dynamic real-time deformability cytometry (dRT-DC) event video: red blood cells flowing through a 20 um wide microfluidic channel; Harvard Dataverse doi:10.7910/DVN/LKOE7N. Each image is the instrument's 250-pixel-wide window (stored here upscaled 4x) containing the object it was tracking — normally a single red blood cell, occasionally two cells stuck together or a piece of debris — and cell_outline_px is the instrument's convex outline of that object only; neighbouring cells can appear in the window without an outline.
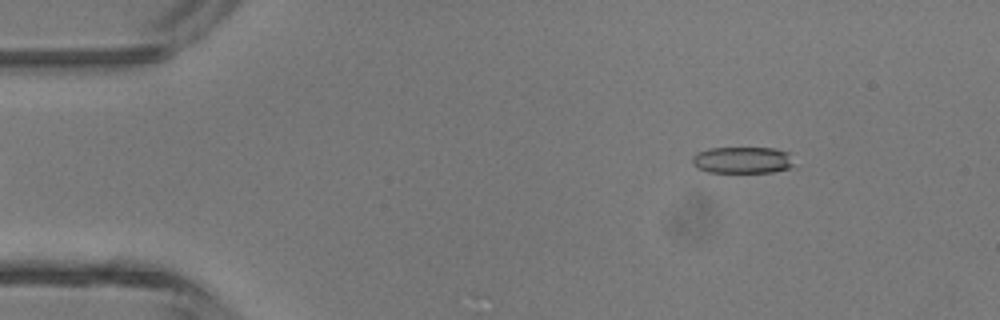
{"species": "common noctule bat (a hibernating species)", "species_latin": "Nyctalus noctula", "temperature_condition": "room temperature", "stored_images_in_passage": 4, "camera_frame_rate_fps": 3000, "um_per_image_px": 0.085, "animal": {"sex": "male", "body_mass_g": 13.3}, "frame": {"image": 1, "passage_image": 4, "time_ms": 1.0, "image_size_px": [1000, 320], "cell_outline_px": [[792, 168], [772, 172], [708, 172], [696, 168], [692, 164], [692, 156], [696, 152], [708, 148], [776, 148], [788, 152], [792, 164]], "centroid_in_image_um": [63.06, 13.6], "position_along_channel_um": 21.9, "area_um2": 15.9}}